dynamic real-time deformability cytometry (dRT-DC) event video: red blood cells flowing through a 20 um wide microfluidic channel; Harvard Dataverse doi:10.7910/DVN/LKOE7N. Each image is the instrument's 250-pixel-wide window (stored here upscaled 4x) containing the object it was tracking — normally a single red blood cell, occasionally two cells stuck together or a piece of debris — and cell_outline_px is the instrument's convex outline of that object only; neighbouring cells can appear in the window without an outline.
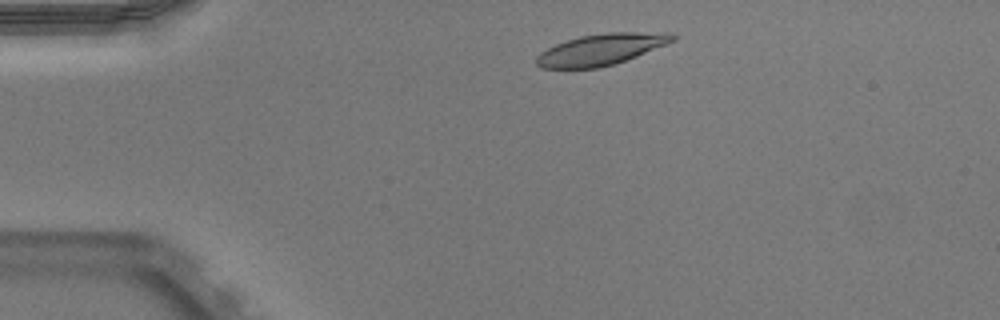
{"species": "Egyptian fruit bat (a non-hibernating species)", "species_latin": "Rousettus aegyptiacus", "temperature_condition": "warm", "stored_images_in_passage": 44, "camera_frame_rate_fps": 3000, "um_per_image_px": 0.085, "animal": {"sex": "male"}, "frame": {"image": 1, "passage_image": 4, "time_ms": 1.0, "image_size_px": [1000, 320], "cell_outline_px": [[676, 40], [636, 56], [612, 64], [596, 68], [540, 68], [536, 64], [536, 56], [540, 52], [556, 44], [580, 36], [608, 32], [672, 32], [676, 36]], "centroid_in_image_um": [51.1, 4.19], "position_along_channel_um": 33.9, "area_um2": 24.62}}
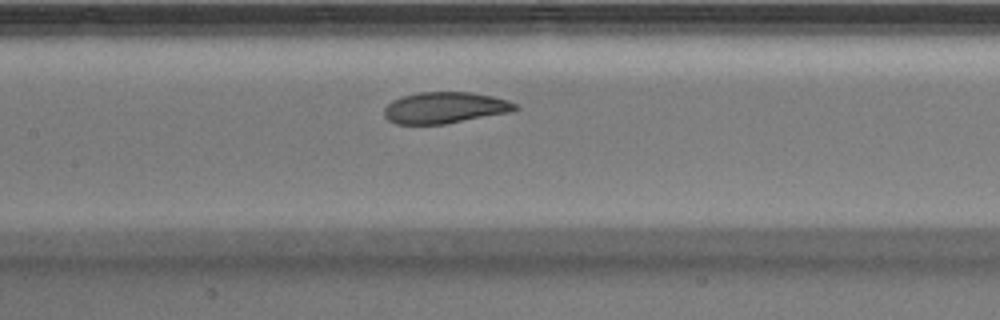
{"frame": {"image": 2, "passage_image": 18, "time_ms": 5.667, "image_size_px": [1000, 320], "cell_outline_px": [[520, 108], [512, 112], [444, 124], [396, 124], [388, 120], [384, 116], [384, 108], [392, 100], [404, 96], [420, 92], [472, 92], [492, 96], [508, 100], [516, 104]], "centroid_in_image_um": [37.83, 9.16], "position_along_channel_um": 169.6, "area_um2": 23.99}}
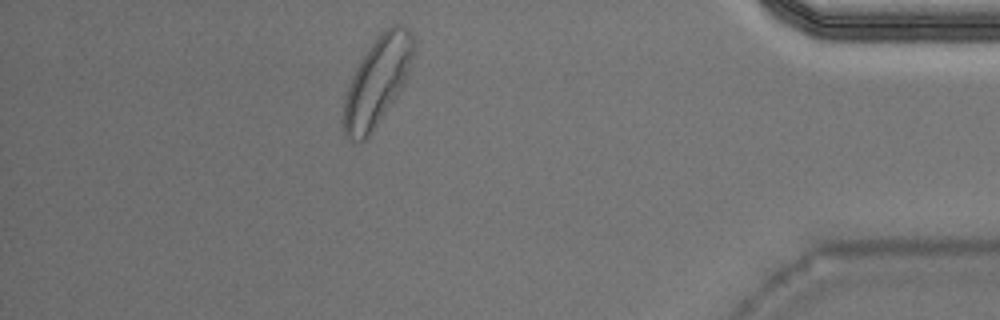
{"frame": {"image": 3, "passage_image": 39, "time_ms": 12.667, "image_size_px": [1000, 320], "cell_outline_px": [[416, 56], [408, 76], [400, 92], [368, 136], [364, 140], [348, 140], [344, 136], [344, 96], [348, 84], [360, 60], [368, 48], [380, 32], [392, 24], [400, 24], [408, 28], [416, 40]], "centroid_in_image_um": [32.13, 6.83], "position_along_channel_um": 403.1, "area_um2": 36.47}, "authors_computed_cell_mechanics": {"area_um2": 25.2297, "velocity_mm_per_s": 3.9131, "shape_relaxation_time_tau1_ms": 3.3546, "shape_relaxation_time_tau2_ms": 4.7937, "deformation_change_tau1": 0.1579, "deformation_change_tau2": 0.0758}}